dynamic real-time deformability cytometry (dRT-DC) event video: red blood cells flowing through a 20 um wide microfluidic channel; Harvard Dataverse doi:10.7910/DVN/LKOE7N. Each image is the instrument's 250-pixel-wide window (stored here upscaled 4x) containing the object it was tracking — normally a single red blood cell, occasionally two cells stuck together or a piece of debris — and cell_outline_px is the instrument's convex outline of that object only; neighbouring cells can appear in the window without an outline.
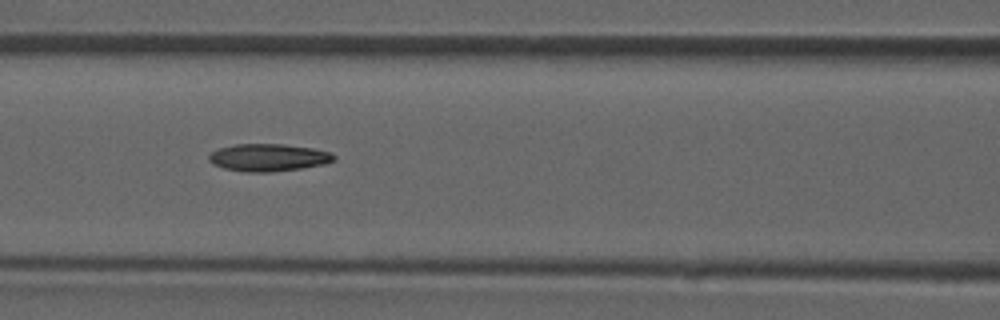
{"species": "common noctule bat (a hibernating species)", "species_latin": "Nyctalus noctula", "temperature_condition": "room temperature", "stored_images_in_passage": 46, "camera_frame_rate_fps": 3000, "um_per_image_px": 0.085, "animal": {"sex": "male", "forearm_length_mm": 52.5}, "frame": {"image": 1, "passage_image": 20, "time_ms": 6.333, "image_size_px": [1000, 320], "cell_outline_px": [[336, 160], [324, 164], [300, 168], [272, 172], [244, 172], [224, 168], [212, 164], [208, 160], [208, 156], [212, 152], [220, 148], [236, 144], [284, 144], [316, 148], [332, 152], [336, 156]], "centroid_in_image_um": [22.85, 13.38], "position_along_channel_um": 143.8, "area_um2": 20.17}}